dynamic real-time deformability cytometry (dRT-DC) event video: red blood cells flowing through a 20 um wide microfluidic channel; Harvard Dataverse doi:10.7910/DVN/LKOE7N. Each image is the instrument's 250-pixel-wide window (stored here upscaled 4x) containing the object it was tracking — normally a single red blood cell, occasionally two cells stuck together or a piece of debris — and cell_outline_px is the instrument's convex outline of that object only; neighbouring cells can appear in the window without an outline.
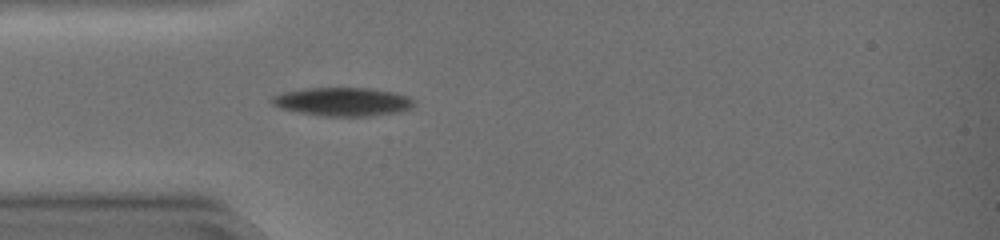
{"species": "common noctule bat (a hibernating species)", "species_latin": "Nyctalus noctula", "temperature_condition": "warm", "stored_images_in_passage": 33, "camera_frame_rate_fps": 3000, "um_per_image_px": 0.085, "animal": {"sex": "female", "body_mass_g": 19.0, "forearm_length_mm": 51.5}, "frame": {"image": 1, "passage_image": 1, "time_ms": 0.0, "image_size_px": [1000, 240], "cell_outline_px": [[412, 108], [400, 112], [368, 116], [324, 116], [300, 112], [280, 108], [272, 104], [272, 96], [284, 92], [300, 88], [372, 88], [396, 92], [408, 96], [412, 100]], "centroid_in_image_um": [29.14, 8.64], "position_along_channel_um": 55.9, "area_um2": 23.64}}
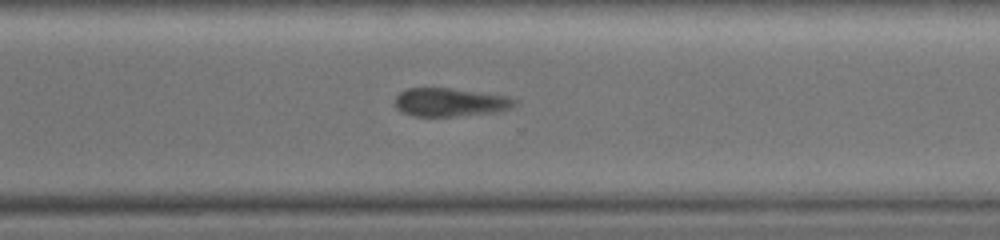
{"frame": {"image": 2, "passage_image": 21, "time_ms": 6.667, "image_size_px": [1000, 240], "cell_outline_px": [[520, 100], [512, 108], [496, 112], [456, 116], [412, 116], [396, 108], [396, 96], [400, 92], [408, 88], [448, 88], [508, 96]], "centroid_in_image_um": [38.31, 8.69], "position_along_channel_um": 332.3, "area_um2": 19.77}}
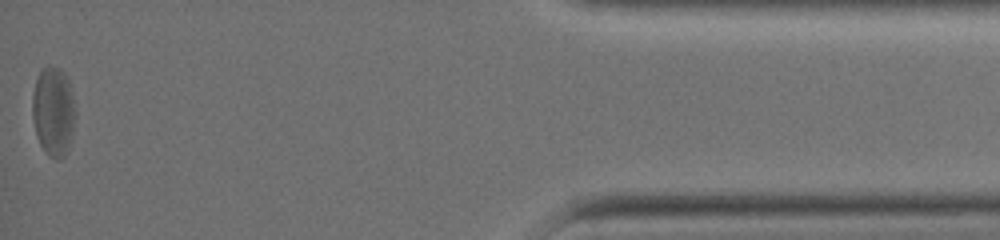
{"frame": {"image": 3, "passage_image": 33, "time_ms": 10.667, "image_size_px": [1000, 240], "cell_outline_px": [[76, 116], [72, 136], [68, 148], [64, 156], [60, 160], [56, 160], [40, 144], [36, 136], [32, 116], [32, 96], [36, 80], [40, 72], [48, 64], [60, 68], [64, 72], [68, 80], [76, 112]], "centroid_in_image_um": [4.54, 9.45], "position_along_channel_um": 430.7, "area_um2": 22.43}, "authors_computed_cell_mechanics": {"area_um2": 22.4264, "velocity_mm_per_s": 4.1896, "shape_relaxation_time_tau1_ms": 0.7036, "shape_relaxation_time_tau2_ms": 7.0847, "deformation_change_tau1": 0.0454, "deformation_change_tau2": 0.1572}}